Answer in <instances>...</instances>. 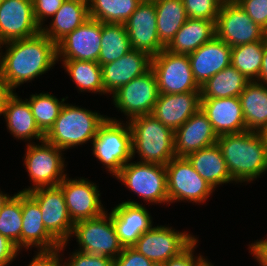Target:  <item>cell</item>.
<instances>
[{
    "label": "cell",
    "mask_w": 267,
    "mask_h": 266,
    "mask_svg": "<svg viewBox=\"0 0 267 266\" xmlns=\"http://www.w3.org/2000/svg\"><path fill=\"white\" fill-rule=\"evenodd\" d=\"M115 177L146 202L169 205L165 165L130 162Z\"/></svg>",
    "instance_id": "obj_8"
},
{
    "label": "cell",
    "mask_w": 267,
    "mask_h": 266,
    "mask_svg": "<svg viewBox=\"0 0 267 266\" xmlns=\"http://www.w3.org/2000/svg\"><path fill=\"white\" fill-rule=\"evenodd\" d=\"M133 50L154 57L165 46L157 34V16L154 0H142L124 23Z\"/></svg>",
    "instance_id": "obj_15"
},
{
    "label": "cell",
    "mask_w": 267,
    "mask_h": 266,
    "mask_svg": "<svg viewBox=\"0 0 267 266\" xmlns=\"http://www.w3.org/2000/svg\"><path fill=\"white\" fill-rule=\"evenodd\" d=\"M187 158L194 170L214 189L218 185L233 182L217 143L193 152Z\"/></svg>",
    "instance_id": "obj_29"
},
{
    "label": "cell",
    "mask_w": 267,
    "mask_h": 266,
    "mask_svg": "<svg viewBox=\"0 0 267 266\" xmlns=\"http://www.w3.org/2000/svg\"><path fill=\"white\" fill-rule=\"evenodd\" d=\"M66 243H62L58 249L53 251H38L33 256L28 266H64L63 260L60 258V252L65 249ZM62 263V264H61Z\"/></svg>",
    "instance_id": "obj_45"
},
{
    "label": "cell",
    "mask_w": 267,
    "mask_h": 266,
    "mask_svg": "<svg viewBox=\"0 0 267 266\" xmlns=\"http://www.w3.org/2000/svg\"><path fill=\"white\" fill-rule=\"evenodd\" d=\"M127 121L132 133V159L138 153L140 162L166 165L176 156L174 132L153 115Z\"/></svg>",
    "instance_id": "obj_3"
},
{
    "label": "cell",
    "mask_w": 267,
    "mask_h": 266,
    "mask_svg": "<svg viewBox=\"0 0 267 266\" xmlns=\"http://www.w3.org/2000/svg\"><path fill=\"white\" fill-rule=\"evenodd\" d=\"M159 94L201 92L191 70L186 54H176L163 49L151 59Z\"/></svg>",
    "instance_id": "obj_9"
},
{
    "label": "cell",
    "mask_w": 267,
    "mask_h": 266,
    "mask_svg": "<svg viewBox=\"0 0 267 266\" xmlns=\"http://www.w3.org/2000/svg\"><path fill=\"white\" fill-rule=\"evenodd\" d=\"M262 29L267 27V0H235Z\"/></svg>",
    "instance_id": "obj_40"
},
{
    "label": "cell",
    "mask_w": 267,
    "mask_h": 266,
    "mask_svg": "<svg viewBox=\"0 0 267 266\" xmlns=\"http://www.w3.org/2000/svg\"><path fill=\"white\" fill-rule=\"evenodd\" d=\"M63 67L81 92L106 94L103 88L102 67L98 62L61 60Z\"/></svg>",
    "instance_id": "obj_34"
},
{
    "label": "cell",
    "mask_w": 267,
    "mask_h": 266,
    "mask_svg": "<svg viewBox=\"0 0 267 266\" xmlns=\"http://www.w3.org/2000/svg\"><path fill=\"white\" fill-rule=\"evenodd\" d=\"M259 136L262 139V142L264 143V146L267 149V125L262 127L259 131H258Z\"/></svg>",
    "instance_id": "obj_50"
},
{
    "label": "cell",
    "mask_w": 267,
    "mask_h": 266,
    "mask_svg": "<svg viewBox=\"0 0 267 266\" xmlns=\"http://www.w3.org/2000/svg\"><path fill=\"white\" fill-rule=\"evenodd\" d=\"M10 195L4 194L1 190H0V210L1 208L4 206V204L8 201V199L10 198Z\"/></svg>",
    "instance_id": "obj_51"
},
{
    "label": "cell",
    "mask_w": 267,
    "mask_h": 266,
    "mask_svg": "<svg viewBox=\"0 0 267 266\" xmlns=\"http://www.w3.org/2000/svg\"><path fill=\"white\" fill-rule=\"evenodd\" d=\"M217 145L234 182H251L267 171V149L258 132L220 135Z\"/></svg>",
    "instance_id": "obj_2"
},
{
    "label": "cell",
    "mask_w": 267,
    "mask_h": 266,
    "mask_svg": "<svg viewBox=\"0 0 267 266\" xmlns=\"http://www.w3.org/2000/svg\"><path fill=\"white\" fill-rule=\"evenodd\" d=\"M67 98L68 97L62 98L61 101H59L58 98L52 94L35 93L30 95L29 100L26 99L30 105L35 122L44 135H46L54 125L55 120L65 104L64 101Z\"/></svg>",
    "instance_id": "obj_37"
},
{
    "label": "cell",
    "mask_w": 267,
    "mask_h": 266,
    "mask_svg": "<svg viewBox=\"0 0 267 266\" xmlns=\"http://www.w3.org/2000/svg\"><path fill=\"white\" fill-rule=\"evenodd\" d=\"M188 18L216 21L222 0H182Z\"/></svg>",
    "instance_id": "obj_39"
},
{
    "label": "cell",
    "mask_w": 267,
    "mask_h": 266,
    "mask_svg": "<svg viewBox=\"0 0 267 266\" xmlns=\"http://www.w3.org/2000/svg\"><path fill=\"white\" fill-rule=\"evenodd\" d=\"M107 118L92 141L93 155L116 176L132 160V133L129 123Z\"/></svg>",
    "instance_id": "obj_5"
},
{
    "label": "cell",
    "mask_w": 267,
    "mask_h": 266,
    "mask_svg": "<svg viewBox=\"0 0 267 266\" xmlns=\"http://www.w3.org/2000/svg\"><path fill=\"white\" fill-rule=\"evenodd\" d=\"M231 52L232 48L215 36L189 54L196 83L202 87L209 78L231 65Z\"/></svg>",
    "instance_id": "obj_23"
},
{
    "label": "cell",
    "mask_w": 267,
    "mask_h": 266,
    "mask_svg": "<svg viewBox=\"0 0 267 266\" xmlns=\"http://www.w3.org/2000/svg\"><path fill=\"white\" fill-rule=\"evenodd\" d=\"M22 192L11 196L0 210V234L21 250Z\"/></svg>",
    "instance_id": "obj_38"
},
{
    "label": "cell",
    "mask_w": 267,
    "mask_h": 266,
    "mask_svg": "<svg viewBox=\"0 0 267 266\" xmlns=\"http://www.w3.org/2000/svg\"><path fill=\"white\" fill-rule=\"evenodd\" d=\"M123 247H132L153 225L146 207L136 201H123L109 213Z\"/></svg>",
    "instance_id": "obj_19"
},
{
    "label": "cell",
    "mask_w": 267,
    "mask_h": 266,
    "mask_svg": "<svg viewBox=\"0 0 267 266\" xmlns=\"http://www.w3.org/2000/svg\"><path fill=\"white\" fill-rule=\"evenodd\" d=\"M113 266H157L150 259L140 254L133 247H124L114 260Z\"/></svg>",
    "instance_id": "obj_44"
},
{
    "label": "cell",
    "mask_w": 267,
    "mask_h": 266,
    "mask_svg": "<svg viewBox=\"0 0 267 266\" xmlns=\"http://www.w3.org/2000/svg\"><path fill=\"white\" fill-rule=\"evenodd\" d=\"M101 39V50L98 57V63L101 66L116 61L132 50L124 24L102 22Z\"/></svg>",
    "instance_id": "obj_33"
},
{
    "label": "cell",
    "mask_w": 267,
    "mask_h": 266,
    "mask_svg": "<svg viewBox=\"0 0 267 266\" xmlns=\"http://www.w3.org/2000/svg\"><path fill=\"white\" fill-rule=\"evenodd\" d=\"M215 30L216 37L231 48L264 41V29L252 21L235 0L222 3L215 22Z\"/></svg>",
    "instance_id": "obj_11"
},
{
    "label": "cell",
    "mask_w": 267,
    "mask_h": 266,
    "mask_svg": "<svg viewBox=\"0 0 267 266\" xmlns=\"http://www.w3.org/2000/svg\"><path fill=\"white\" fill-rule=\"evenodd\" d=\"M207 259H208V258H204V259L198 264V266H214V265H212Z\"/></svg>",
    "instance_id": "obj_52"
},
{
    "label": "cell",
    "mask_w": 267,
    "mask_h": 266,
    "mask_svg": "<svg viewBox=\"0 0 267 266\" xmlns=\"http://www.w3.org/2000/svg\"><path fill=\"white\" fill-rule=\"evenodd\" d=\"M58 186L74 223L99 217L106 212L99 199L101 195L97 185L86 178L69 179L66 176Z\"/></svg>",
    "instance_id": "obj_17"
},
{
    "label": "cell",
    "mask_w": 267,
    "mask_h": 266,
    "mask_svg": "<svg viewBox=\"0 0 267 266\" xmlns=\"http://www.w3.org/2000/svg\"><path fill=\"white\" fill-rule=\"evenodd\" d=\"M105 212L99 217L74 223L72 236H76L78 251L109 257L115 260L124 247L116 234L112 217Z\"/></svg>",
    "instance_id": "obj_7"
},
{
    "label": "cell",
    "mask_w": 267,
    "mask_h": 266,
    "mask_svg": "<svg viewBox=\"0 0 267 266\" xmlns=\"http://www.w3.org/2000/svg\"><path fill=\"white\" fill-rule=\"evenodd\" d=\"M217 139L211 122L200 108L174 132L176 156L187 157L193 152L216 144Z\"/></svg>",
    "instance_id": "obj_22"
},
{
    "label": "cell",
    "mask_w": 267,
    "mask_h": 266,
    "mask_svg": "<svg viewBox=\"0 0 267 266\" xmlns=\"http://www.w3.org/2000/svg\"><path fill=\"white\" fill-rule=\"evenodd\" d=\"M253 257L256 258L260 266H267V239H260L249 245Z\"/></svg>",
    "instance_id": "obj_47"
},
{
    "label": "cell",
    "mask_w": 267,
    "mask_h": 266,
    "mask_svg": "<svg viewBox=\"0 0 267 266\" xmlns=\"http://www.w3.org/2000/svg\"><path fill=\"white\" fill-rule=\"evenodd\" d=\"M7 50L0 52V73L8 89L32 81L50 70L57 62L56 44L42 32L27 38L2 44Z\"/></svg>",
    "instance_id": "obj_1"
},
{
    "label": "cell",
    "mask_w": 267,
    "mask_h": 266,
    "mask_svg": "<svg viewBox=\"0 0 267 266\" xmlns=\"http://www.w3.org/2000/svg\"><path fill=\"white\" fill-rule=\"evenodd\" d=\"M165 168L169 204L180 200L196 204L204 203L215 191L194 170L187 157L175 156L165 165Z\"/></svg>",
    "instance_id": "obj_10"
},
{
    "label": "cell",
    "mask_w": 267,
    "mask_h": 266,
    "mask_svg": "<svg viewBox=\"0 0 267 266\" xmlns=\"http://www.w3.org/2000/svg\"><path fill=\"white\" fill-rule=\"evenodd\" d=\"M89 18L88 0H65L53 15L49 28L42 27L41 32L57 44Z\"/></svg>",
    "instance_id": "obj_27"
},
{
    "label": "cell",
    "mask_w": 267,
    "mask_h": 266,
    "mask_svg": "<svg viewBox=\"0 0 267 266\" xmlns=\"http://www.w3.org/2000/svg\"><path fill=\"white\" fill-rule=\"evenodd\" d=\"M263 40H264L265 45H267V27L264 29Z\"/></svg>",
    "instance_id": "obj_53"
},
{
    "label": "cell",
    "mask_w": 267,
    "mask_h": 266,
    "mask_svg": "<svg viewBox=\"0 0 267 266\" xmlns=\"http://www.w3.org/2000/svg\"><path fill=\"white\" fill-rule=\"evenodd\" d=\"M156 76L150 68L143 75L131 80L113 93V104L129 120L151 114L158 99Z\"/></svg>",
    "instance_id": "obj_12"
},
{
    "label": "cell",
    "mask_w": 267,
    "mask_h": 266,
    "mask_svg": "<svg viewBox=\"0 0 267 266\" xmlns=\"http://www.w3.org/2000/svg\"><path fill=\"white\" fill-rule=\"evenodd\" d=\"M151 59L147 53L132 49L116 61L102 65L103 88L106 94H113L147 72L151 68Z\"/></svg>",
    "instance_id": "obj_21"
},
{
    "label": "cell",
    "mask_w": 267,
    "mask_h": 266,
    "mask_svg": "<svg viewBox=\"0 0 267 266\" xmlns=\"http://www.w3.org/2000/svg\"><path fill=\"white\" fill-rule=\"evenodd\" d=\"M41 32L32 0H4L0 4V44L31 38Z\"/></svg>",
    "instance_id": "obj_18"
},
{
    "label": "cell",
    "mask_w": 267,
    "mask_h": 266,
    "mask_svg": "<svg viewBox=\"0 0 267 266\" xmlns=\"http://www.w3.org/2000/svg\"><path fill=\"white\" fill-rule=\"evenodd\" d=\"M264 48V41L232 47L231 65L249 81H256L262 66Z\"/></svg>",
    "instance_id": "obj_36"
},
{
    "label": "cell",
    "mask_w": 267,
    "mask_h": 266,
    "mask_svg": "<svg viewBox=\"0 0 267 266\" xmlns=\"http://www.w3.org/2000/svg\"><path fill=\"white\" fill-rule=\"evenodd\" d=\"M1 115H4L7 129L13 137L25 141L45 140V135L38 128L28 101L22 100L16 93L11 92L6 97Z\"/></svg>",
    "instance_id": "obj_26"
},
{
    "label": "cell",
    "mask_w": 267,
    "mask_h": 266,
    "mask_svg": "<svg viewBox=\"0 0 267 266\" xmlns=\"http://www.w3.org/2000/svg\"><path fill=\"white\" fill-rule=\"evenodd\" d=\"M215 22L188 18L165 49L176 54L193 53L216 36Z\"/></svg>",
    "instance_id": "obj_28"
},
{
    "label": "cell",
    "mask_w": 267,
    "mask_h": 266,
    "mask_svg": "<svg viewBox=\"0 0 267 266\" xmlns=\"http://www.w3.org/2000/svg\"><path fill=\"white\" fill-rule=\"evenodd\" d=\"M142 0H88L89 17L103 23L124 24Z\"/></svg>",
    "instance_id": "obj_35"
},
{
    "label": "cell",
    "mask_w": 267,
    "mask_h": 266,
    "mask_svg": "<svg viewBox=\"0 0 267 266\" xmlns=\"http://www.w3.org/2000/svg\"><path fill=\"white\" fill-rule=\"evenodd\" d=\"M28 194L38 203L46 230L60 243H68L74 222L59 186L34 189Z\"/></svg>",
    "instance_id": "obj_14"
},
{
    "label": "cell",
    "mask_w": 267,
    "mask_h": 266,
    "mask_svg": "<svg viewBox=\"0 0 267 266\" xmlns=\"http://www.w3.org/2000/svg\"><path fill=\"white\" fill-rule=\"evenodd\" d=\"M197 238H195L184 250L178 255L171 257L165 263L160 266H198V264L204 259L203 256H194V251L197 245Z\"/></svg>",
    "instance_id": "obj_42"
},
{
    "label": "cell",
    "mask_w": 267,
    "mask_h": 266,
    "mask_svg": "<svg viewBox=\"0 0 267 266\" xmlns=\"http://www.w3.org/2000/svg\"><path fill=\"white\" fill-rule=\"evenodd\" d=\"M21 249L36 247L38 251H53L61 245L45 228L38 203L22 192ZM34 245V246H33Z\"/></svg>",
    "instance_id": "obj_25"
},
{
    "label": "cell",
    "mask_w": 267,
    "mask_h": 266,
    "mask_svg": "<svg viewBox=\"0 0 267 266\" xmlns=\"http://www.w3.org/2000/svg\"><path fill=\"white\" fill-rule=\"evenodd\" d=\"M246 129L258 132L267 125V86L250 81L239 95Z\"/></svg>",
    "instance_id": "obj_30"
},
{
    "label": "cell",
    "mask_w": 267,
    "mask_h": 266,
    "mask_svg": "<svg viewBox=\"0 0 267 266\" xmlns=\"http://www.w3.org/2000/svg\"><path fill=\"white\" fill-rule=\"evenodd\" d=\"M249 82L234 66L229 65L200 88L201 99L239 97Z\"/></svg>",
    "instance_id": "obj_31"
},
{
    "label": "cell",
    "mask_w": 267,
    "mask_h": 266,
    "mask_svg": "<svg viewBox=\"0 0 267 266\" xmlns=\"http://www.w3.org/2000/svg\"><path fill=\"white\" fill-rule=\"evenodd\" d=\"M102 22L89 18L56 44L57 62L84 60L98 62L101 50Z\"/></svg>",
    "instance_id": "obj_16"
},
{
    "label": "cell",
    "mask_w": 267,
    "mask_h": 266,
    "mask_svg": "<svg viewBox=\"0 0 267 266\" xmlns=\"http://www.w3.org/2000/svg\"><path fill=\"white\" fill-rule=\"evenodd\" d=\"M201 109L217 136L247 131L239 97L201 99Z\"/></svg>",
    "instance_id": "obj_24"
},
{
    "label": "cell",
    "mask_w": 267,
    "mask_h": 266,
    "mask_svg": "<svg viewBox=\"0 0 267 266\" xmlns=\"http://www.w3.org/2000/svg\"><path fill=\"white\" fill-rule=\"evenodd\" d=\"M157 16V34L166 47L188 16L182 0H154Z\"/></svg>",
    "instance_id": "obj_32"
},
{
    "label": "cell",
    "mask_w": 267,
    "mask_h": 266,
    "mask_svg": "<svg viewBox=\"0 0 267 266\" xmlns=\"http://www.w3.org/2000/svg\"><path fill=\"white\" fill-rule=\"evenodd\" d=\"M201 108V92L159 94L151 115L175 132Z\"/></svg>",
    "instance_id": "obj_20"
},
{
    "label": "cell",
    "mask_w": 267,
    "mask_h": 266,
    "mask_svg": "<svg viewBox=\"0 0 267 266\" xmlns=\"http://www.w3.org/2000/svg\"><path fill=\"white\" fill-rule=\"evenodd\" d=\"M36 23L42 28L43 22L59 10L65 0H32Z\"/></svg>",
    "instance_id": "obj_43"
},
{
    "label": "cell",
    "mask_w": 267,
    "mask_h": 266,
    "mask_svg": "<svg viewBox=\"0 0 267 266\" xmlns=\"http://www.w3.org/2000/svg\"><path fill=\"white\" fill-rule=\"evenodd\" d=\"M19 249L8 238L0 234V266H8L18 256Z\"/></svg>",
    "instance_id": "obj_46"
},
{
    "label": "cell",
    "mask_w": 267,
    "mask_h": 266,
    "mask_svg": "<svg viewBox=\"0 0 267 266\" xmlns=\"http://www.w3.org/2000/svg\"><path fill=\"white\" fill-rule=\"evenodd\" d=\"M257 82L267 86V45L264 48L263 61Z\"/></svg>",
    "instance_id": "obj_48"
},
{
    "label": "cell",
    "mask_w": 267,
    "mask_h": 266,
    "mask_svg": "<svg viewBox=\"0 0 267 266\" xmlns=\"http://www.w3.org/2000/svg\"><path fill=\"white\" fill-rule=\"evenodd\" d=\"M27 144L24 156V165L33 187L25 188L23 193H28L37 188L58 186L67 176L64 173L65 159L62 156L64 150L43 140L39 144ZM64 159V160H63Z\"/></svg>",
    "instance_id": "obj_6"
},
{
    "label": "cell",
    "mask_w": 267,
    "mask_h": 266,
    "mask_svg": "<svg viewBox=\"0 0 267 266\" xmlns=\"http://www.w3.org/2000/svg\"><path fill=\"white\" fill-rule=\"evenodd\" d=\"M64 260V266H113L114 260L101 255L88 254L76 250L69 260Z\"/></svg>",
    "instance_id": "obj_41"
},
{
    "label": "cell",
    "mask_w": 267,
    "mask_h": 266,
    "mask_svg": "<svg viewBox=\"0 0 267 266\" xmlns=\"http://www.w3.org/2000/svg\"><path fill=\"white\" fill-rule=\"evenodd\" d=\"M195 238L189 233L175 231L171 227L160 225L151 227L143 233L132 247L160 266L171 257L178 255Z\"/></svg>",
    "instance_id": "obj_13"
},
{
    "label": "cell",
    "mask_w": 267,
    "mask_h": 266,
    "mask_svg": "<svg viewBox=\"0 0 267 266\" xmlns=\"http://www.w3.org/2000/svg\"><path fill=\"white\" fill-rule=\"evenodd\" d=\"M11 93V91L8 89L7 85L3 81L0 73V116H1V111L2 107L4 105L6 97Z\"/></svg>",
    "instance_id": "obj_49"
},
{
    "label": "cell",
    "mask_w": 267,
    "mask_h": 266,
    "mask_svg": "<svg viewBox=\"0 0 267 266\" xmlns=\"http://www.w3.org/2000/svg\"><path fill=\"white\" fill-rule=\"evenodd\" d=\"M108 118L100 113L65 103L45 140L62 150L93 141Z\"/></svg>",
    "instance_id": "obj_4"
}]
</instances>
